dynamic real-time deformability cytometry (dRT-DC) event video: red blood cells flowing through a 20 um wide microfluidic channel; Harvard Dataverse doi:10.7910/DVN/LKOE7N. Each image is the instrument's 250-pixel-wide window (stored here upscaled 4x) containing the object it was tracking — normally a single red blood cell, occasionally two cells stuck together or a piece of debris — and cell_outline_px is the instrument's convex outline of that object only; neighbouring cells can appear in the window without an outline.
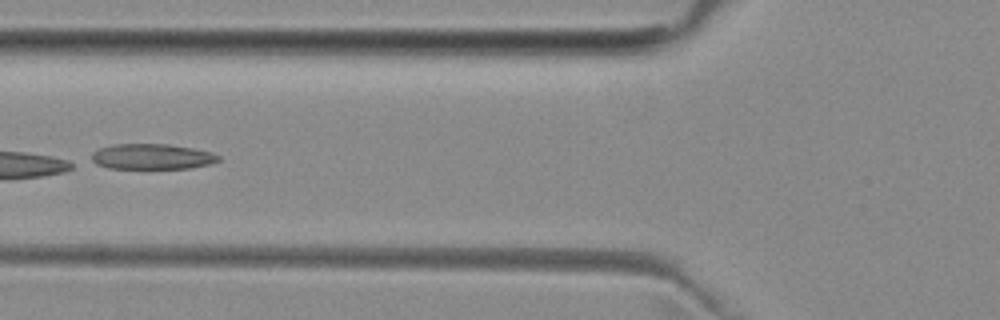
{"species": "common noctule bat (a hibernating species)", "species_latin": "Nyctalus noctula", "temperature_condition": "room temperature", "stored_images_in_passage": 5, "camera_frame_rate_fps": 3000, "um_per_image_px": 0.085, "animal": {"sex": "female", "body_mass_g": 29.2, "forearm_length_mm": 56.3}, "frame": {"image": 1, "passage_image": 5, "time_ms": 7.0, "image_size_px": [1000, 320], "cell_outline_px": [[220, 160], [208, 164], [192, 168], [108, 168], [96, 164], [92, 160], [92, 152], [100, 148], [112, 144], [168, 144], [192, 148], [212, 152], [220, 156]], "centroid_in_image_um": [12.92, 13.3], "position_along_channel_um": 112.9, "area_um2": 18.79}}